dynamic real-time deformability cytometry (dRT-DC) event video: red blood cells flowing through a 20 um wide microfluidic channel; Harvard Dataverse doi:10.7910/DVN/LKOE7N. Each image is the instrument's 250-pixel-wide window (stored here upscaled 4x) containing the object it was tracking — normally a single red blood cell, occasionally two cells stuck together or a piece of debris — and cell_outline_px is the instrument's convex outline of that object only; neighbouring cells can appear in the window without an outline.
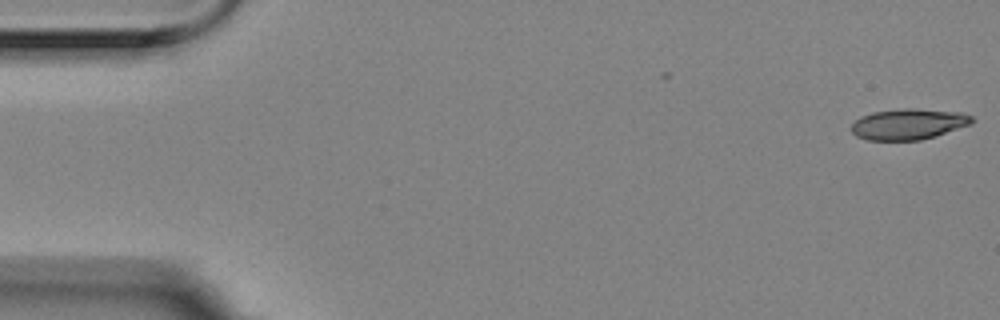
{"species": "Egyptian fruit bat (a non-hibernating species)", "species_latin": "Rousettus aegyptiacus", "temperature_condition": "room temperature", "stored_images_in_passage": 5, "camera_frame_rate_fps": 3000, "um_per_image_px": 0.085, "animal": {"sex": "female"}, "frame": {"image": 1, "passage_image": 1, "time_ms": 0.0, "image_size_px": [1000, 320], "cell_outline_px": [[976, 120], [972, 124], [936, 136], [920, 140], [868, 140], [856, 136], [848, 128], [860, 116], [872, 112], [904, 108], [912, 108], [964, 112], [972, 116]], "centroid_in_image_um": [77.24, 10.54], "position_along_channel_um": 7.8, "area_um2": 22.02}}
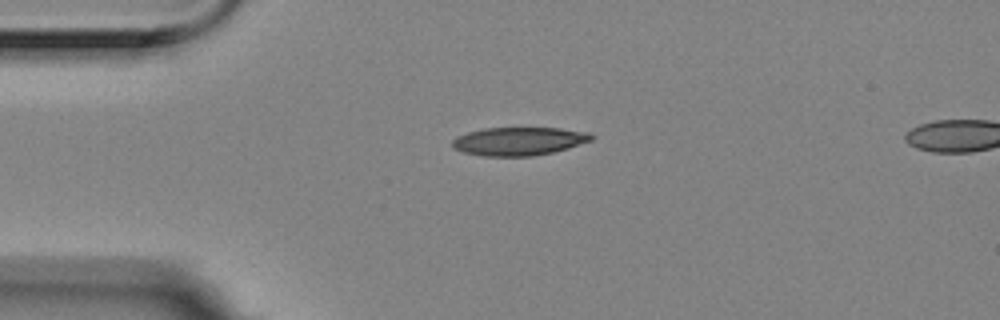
{"frame": {"image": 2, "passage_image": 3, "time_ms": 0.667, "image_size_px": [1000, 320], "cell_outline_px": [[596, 136], [592, 140], [568, 148], [552, 152], [532, 156], [480, 156], [464, 152], [452, 148], [452, 140], [456, 136], [468, 132], [484, 128], [560, 128], [588, 132]], "centroid_in_image_um": [44.09, 12.0], "position_along_channel_um": 40.9, "area_um2": 23.0}}
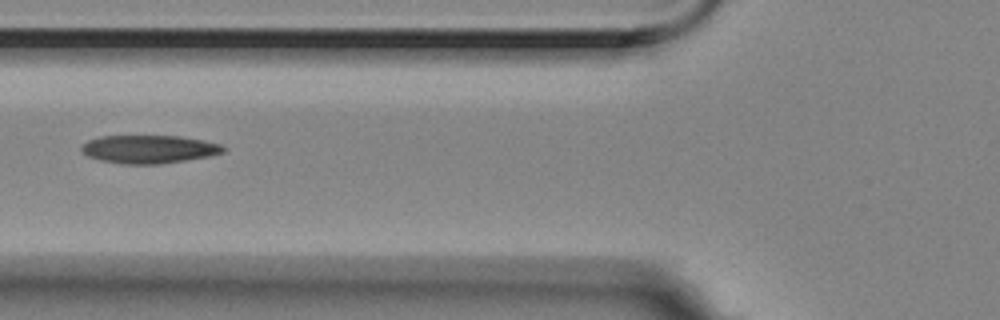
{"frame": {"image": 3, "passage_image": 5, "time_ms": 1.333, "image_size_px": [1000, 320], "cell_outline_px": [[228, 148], [224, 152], [212, 156], [160, 164], [124, 164], [100, 160], [88, 156], [80, 148], [88, 140], [100, 136], [180, 136], [204, 140], [224, 144]], "centroid_in_image_um": [12.75, 12.68], "position_along_channel_um": 113.1, "area_um2": 23.47}}